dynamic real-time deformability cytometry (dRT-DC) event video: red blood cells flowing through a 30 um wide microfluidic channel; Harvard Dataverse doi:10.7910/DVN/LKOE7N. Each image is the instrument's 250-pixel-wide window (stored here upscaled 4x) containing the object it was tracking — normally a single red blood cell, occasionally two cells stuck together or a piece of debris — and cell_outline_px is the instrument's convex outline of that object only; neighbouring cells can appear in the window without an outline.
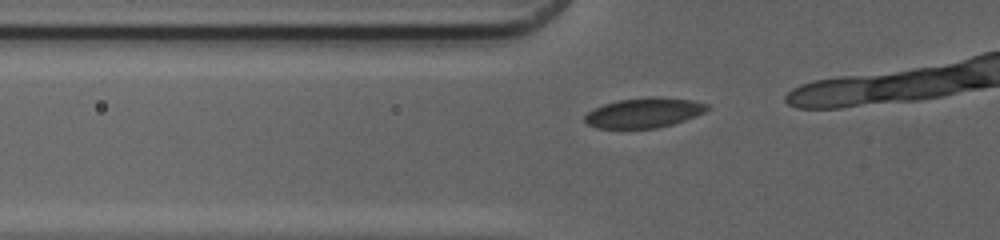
{"species": "common noctule bat (a hibernating species)", "species_latin": "Nyctalus noctula", "temperature_condition": "cold", "stored_images_in_passage": 9, "camera_frame_rate_fps": 3000, "um_per_image_px": 0.085, "animal": {"sex": "female", "body_mass_g": 20.0, "forearm_length_mm": 54.0}, "frame": {"image": 1, "passage_image": 4, "time_ms": 1.0, "image_size_px": [1000, 240], "cell_outline_px": [[708, 108], [704, 112], [696, 116], [672, 124], [656, 128], [596, 128], [588, 124], [584, 120], [584, 116], [592, 108], [616, 100], [652, 96], [660, 96], [692, 100], [708, 104]], "centroid_in_image_um": [54.72, 9.57], "position_along_channel_um": 71.1, "area_um2": 21.44}}
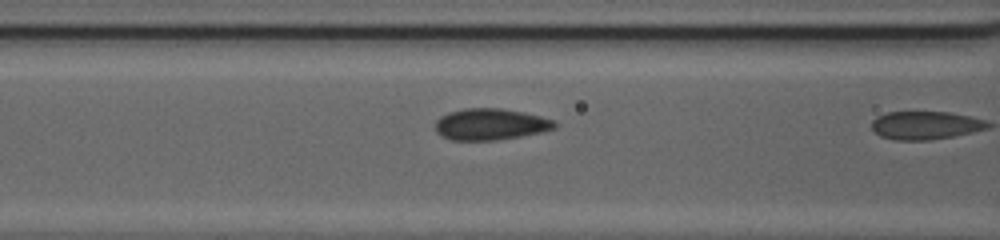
{"frame": {"image": 2, "passage_image": 8, "time_ms": 2.333, "image_size_px": [1000, 240], "cell_outline_px": [[556, 128], [544, 132], [496, 140], [452, 140], [436, 132], [436, 120], [440, 116], [448, 112], [464, 108], [500, 108], [524, 112], [540, 116], [552, 120], [556, 124]], "centroid_in_image_um": [41.69, 10.56], "position_along_channel_um": 124.9, "area_um2": 21.85}}